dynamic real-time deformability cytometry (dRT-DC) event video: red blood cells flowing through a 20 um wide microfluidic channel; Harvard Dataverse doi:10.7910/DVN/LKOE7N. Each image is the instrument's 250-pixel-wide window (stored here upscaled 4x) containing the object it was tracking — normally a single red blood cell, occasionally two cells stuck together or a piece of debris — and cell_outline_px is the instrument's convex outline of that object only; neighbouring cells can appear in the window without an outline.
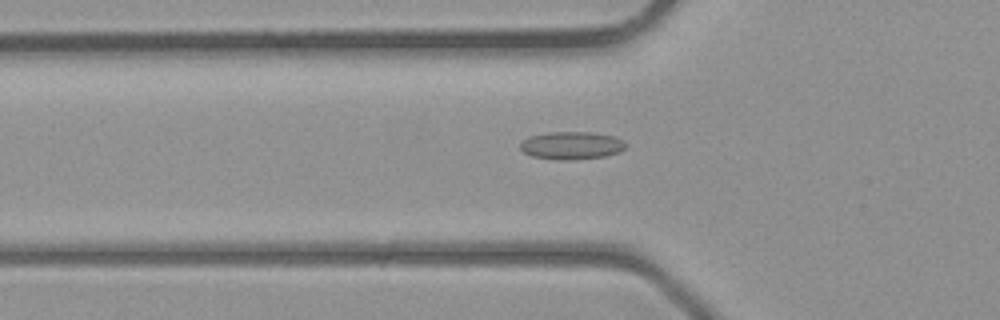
{"species": "common noctule bat (a hibernating species)", "species_latin": "Nyctalus noctula", "temperature_condition": "room temperature", "stored_images_in_passage": 37, "camera_frame_rate_fps": 3000, "um_per_image_px": 0.085, "animal": {"sex": "male", "body_mass_g": 23.1, "forearm_length_mm": 52.7}, "frame": {"image": 1, "passage_image": 10, "time_ms": 3.0, "image_size_px": [1000, 320], "cell_outline_px": [[624, 148], [620, 152], [604, 156], [572, 160], [556, 160], [532, 156], [524, 152], [520, 148], [520, 144], [528, 136], [548, 132], [592, 132], [616, 136], [624, 140]], "centroid_in_image_um": [48.58, 12.36], "position_along_channel_um": 77.2, "area_um2": 17.17}}
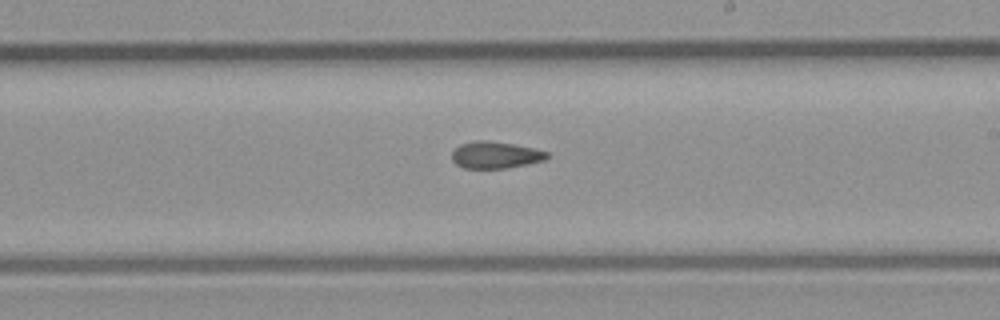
{"frame": {"image": 2, "passage_image": 20, "time_ms": 6.333, "image_size_px": [1000, 320], "cell_outline_px": [[548, 156], [544, 160], [528, 164], [504, 168], [464, 168], [456, 164], [452, 160], [452, 152], [460, 144], [476, 140], [488, 140], [512, 144], [532, 148], [548, 152]], "centroid_in_image_um": [42.08, 13.17], "position_along_channel_um": 246.9, "area_um2": 14.74}}
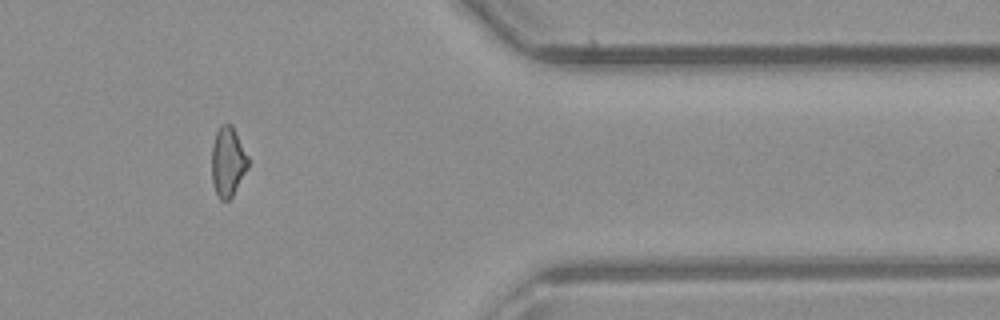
{"frame": {"image": 3, "passage_image": 30, "time_ms": 9.667, "image_size_px": [1000, 320], "cell_outline_px": [[248, 168], [232, 196], [228, 200], [220, 200], [216, 192], [212, 180], [212, 144], [216, 132], [220, 124], [232, 124], [248, 156]], "centroid_in_image_um": [19.36, 13.72], "position_along_channel_um": 392.0, "area_um2": 14.74}}